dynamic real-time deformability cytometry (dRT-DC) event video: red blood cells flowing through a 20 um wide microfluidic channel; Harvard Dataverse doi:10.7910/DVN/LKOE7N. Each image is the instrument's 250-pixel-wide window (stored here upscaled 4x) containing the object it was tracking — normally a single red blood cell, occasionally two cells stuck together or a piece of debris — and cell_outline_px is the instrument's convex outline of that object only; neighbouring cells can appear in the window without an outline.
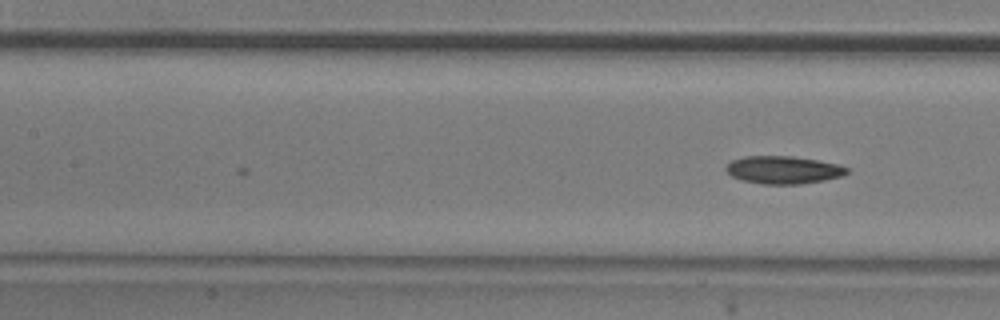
{"species": "common noctule bat (a hibernating species)", "species_latin": "Nyctalus noctula", "temperature_condition": "room temperature", "stored_images_in_passage": 7, "camera_frame_rate_fps": 3000, "um_per_image_px": 0.085, "animal": {"sex": "male", "body_mass_g": 20.5, "forearm_length_mm": 52.5}, "frame": {"image": 1, "passage_image": 7, "time_ms": 2.0, "image_size_px": [1000, 320], "cell_outline_px": [[848, 172], [844, 176], [824, 180], [800, 184], [764, 184], [740, 180], [732, 176], [724, 168], [732, 160], [744, 156], [792, 156], [840, 164], [848, 168]], "centroid_in_image_um": [66.59, 14.44], "position_along_channel_um": 140.8, "area_um2": 19.59}}